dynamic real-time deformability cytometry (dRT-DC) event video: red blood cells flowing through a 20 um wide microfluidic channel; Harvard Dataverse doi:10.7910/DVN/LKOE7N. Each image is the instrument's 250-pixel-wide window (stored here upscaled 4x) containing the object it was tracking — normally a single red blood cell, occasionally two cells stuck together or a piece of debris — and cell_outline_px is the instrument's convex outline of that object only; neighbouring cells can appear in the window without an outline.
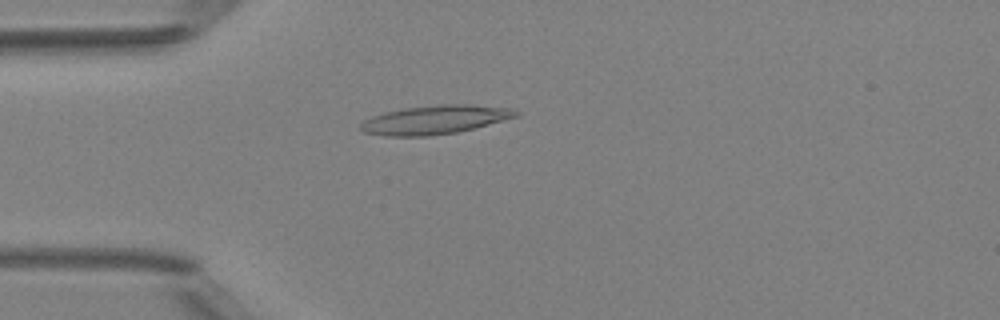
{"species": "Egyptian fruit bat (a non-hibernating species)", "species_latin": "Rousettus aegyptiacus", "temperature_condition": "room temperature", "stored_images_in_passage": 3, "camera_frame_rate_fps": 3000, "um_per_image_px": 0.085, "animal": {"sex": "female"}, "frame": {"image": 1, "passage_image": 3, "time_ms": 2.333, "image_size_px": [1000, 320], "cell_outline_px": [[520, 116], [456, 132], [428, 136], [384, 136], [364, 132], [360, 128], [360, 124], [364, 120], [372, 116], [384, 112], [404, 108], [440, 104], [464, 104], [512, 108], [520, 112]], "centroid_in_image_um": [36.96, 10.17], "position_along_channel_um": 48.0, "area_um2": 25.95}}